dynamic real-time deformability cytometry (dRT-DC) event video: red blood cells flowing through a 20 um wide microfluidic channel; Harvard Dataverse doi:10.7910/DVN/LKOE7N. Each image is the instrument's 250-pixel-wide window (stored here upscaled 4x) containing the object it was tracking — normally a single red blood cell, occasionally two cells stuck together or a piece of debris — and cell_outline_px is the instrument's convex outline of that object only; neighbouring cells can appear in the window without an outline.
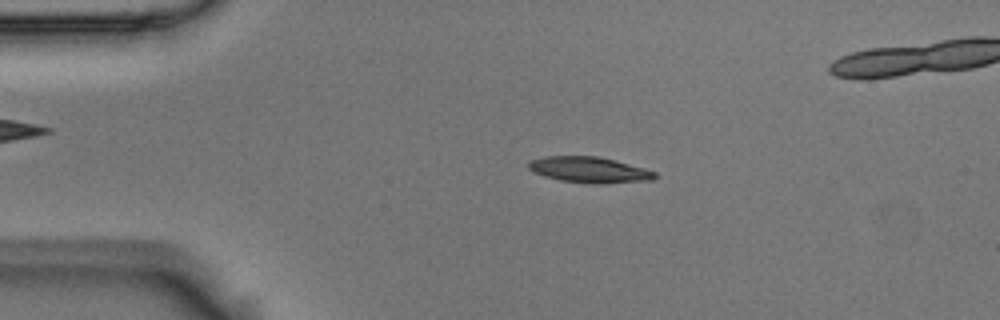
{"species": "Egyptian fruit bat (a non-hibernating species)", "species_latin": "Rousettus aegyptiacus", "temperature_condition": "room temperature", "stored_images_in_passage": 55, "camera_frame_rate_fps": 3000, "um_per_image_px": 0.085, "animal": {"sex": "male"}, "frame": {"image": 1, "passage_image": 11, "time_ms": 3.333, "image_size_px": [1000, 320], "cell_outline_px": [[660, 176], [652, 180], [560, 180], [544, 176], [532, 172], [528, 168], [528, 160], [544, 156], [596, 156], [644, 168], [656, 172]], "centroid_in_image_um": [49.97, 14.36], "position_along_channel_um": 35.0, "area_um2": 17.69}}
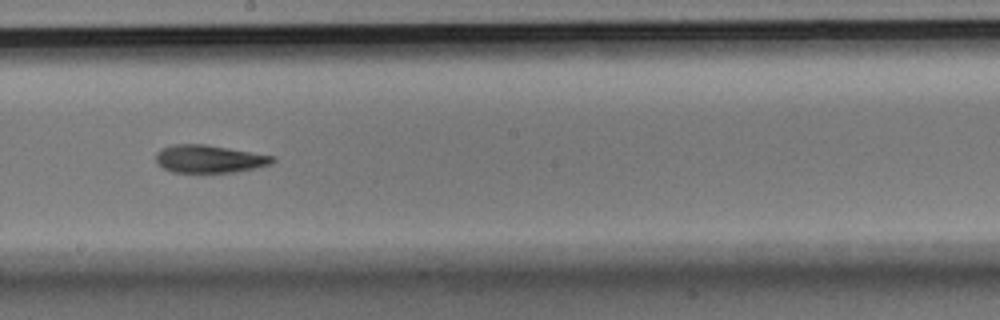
{"frame": {"image": 2, "passage_image": 30, "time_ms": 9.667, "image_size_px": [1000, 320], "cell_outline_px": [[276, 160], [272, 164], [236, 172], [172, 172], [156, 164], [156, 152], [160, 148], [172, 144], [204, 144], [276, 156]], "centroid_in_image_um": [17.78, 13.5], "position_along_channel_um": 230.4, "area_um2": 19.02}}
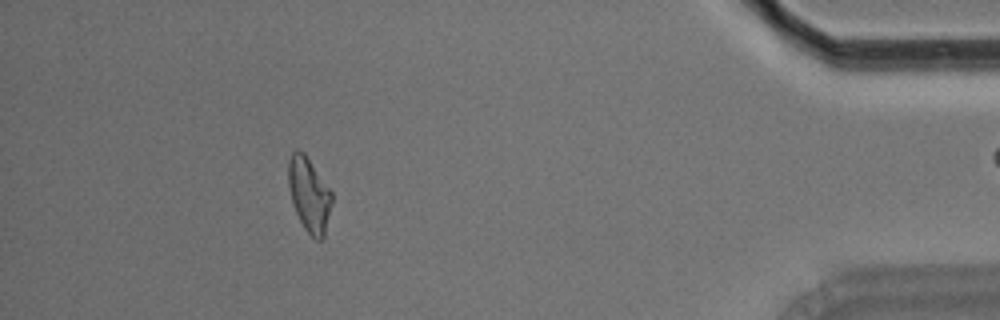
{"frame": {"image": 3, "passage_image": 49, "time_ms": 16.0, "image_size_px": [1000, 320], "cell_outline_px": [[332, 204], [324, 240], [316, 240], [304, 228], [296, 212], [288, 188], [288, 160], [292, 152], [304, 152], [332, 192]], "centroid_in_image_um": [26.29, 16.58], "position_along_channel_um": 408.9, "area_um2": 18.79}, "authors_computed_cell_mechanics": {"area_um2": 18.9006, "velocity_mm_per_s": 3.6702, "shape_relaxation_time_tau1_ms": 5.9596, "shape_relaxation_time_tau2_ms": 5.0084, "deformation_change_tau1": 0.1566, "deformation_change_tau2": 0.1367}}